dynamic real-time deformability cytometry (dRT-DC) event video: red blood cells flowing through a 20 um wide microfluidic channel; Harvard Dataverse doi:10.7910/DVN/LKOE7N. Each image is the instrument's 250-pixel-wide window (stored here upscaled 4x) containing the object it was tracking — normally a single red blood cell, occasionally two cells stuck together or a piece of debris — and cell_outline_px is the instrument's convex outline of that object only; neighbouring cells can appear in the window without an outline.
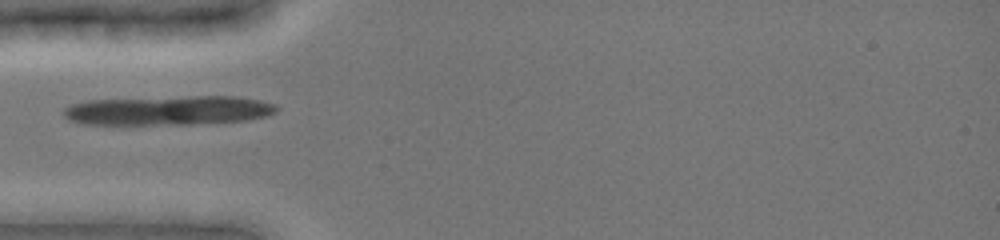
{"species": "common noctule bat (a hibernating species)", "species_latin": "Nyctalus noctula", "temperature_condition": "cold", "stored_images_in_passage": 3, "camera_frame_rate_fps": 3000, "um_per_image_px": 0.085, "animal": {"sex": "female", "body_mass_g": 19.0, "forearm_length_mm": 51.5}, "frame": {"image": 1, "passage_image": 1, "time_ms": 0.0, "image_size_px": [1000, 240], "cell_outline_px": [[280, 108], [276, 112], [268, 116], [244, 120], [188, 124], [80, 124], [68, 120], [60, 112], [64, 108], [72, 104], [88, 100], [192, 96], [232, 96], [260, 100], [276, 104]], "centroid_in_image_um": [14.29, 9.38], "position_along_channel_um": 70.7, "area_um2": 36.47}}